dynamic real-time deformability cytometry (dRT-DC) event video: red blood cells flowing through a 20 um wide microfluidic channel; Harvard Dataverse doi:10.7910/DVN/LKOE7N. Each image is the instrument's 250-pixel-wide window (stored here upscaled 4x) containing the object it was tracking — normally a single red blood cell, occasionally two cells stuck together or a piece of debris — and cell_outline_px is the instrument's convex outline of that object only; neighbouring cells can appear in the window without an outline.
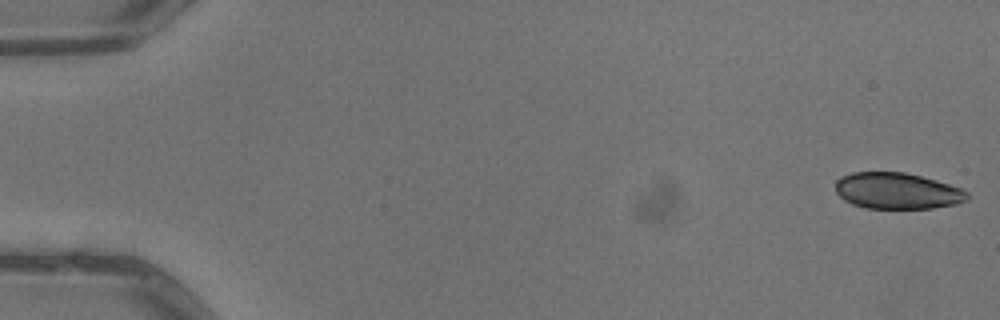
{"species": "common noctule bat (a hibernating species)", "species_latin": "Nyctalus noctula", "temperature_condition": "warm", "stored_images_in_passage": 5, "camera_frame_rate_fps": 3000, "um_per_image_px": 0.085, "animal": {"sex": "male", "body_mass_g": 13.3}, "frame": {"image": 1, "passage_image": 1, "time_ms": 0.0, "image_size_px": [1000, 320], "cell_outline_px": [[968, 200], [956, 204], [932, 208], [864, 208], [852, 204], [844, 200], [836, 192], [836, 180], [840, 176], [852, 172], [904, 172], [936, 180], [960, 188], [968, 192]], "centroid_in_image_um": [76.24, 16.22], "position_along_channel_um": 8.8, "area_um2": 27.86}}